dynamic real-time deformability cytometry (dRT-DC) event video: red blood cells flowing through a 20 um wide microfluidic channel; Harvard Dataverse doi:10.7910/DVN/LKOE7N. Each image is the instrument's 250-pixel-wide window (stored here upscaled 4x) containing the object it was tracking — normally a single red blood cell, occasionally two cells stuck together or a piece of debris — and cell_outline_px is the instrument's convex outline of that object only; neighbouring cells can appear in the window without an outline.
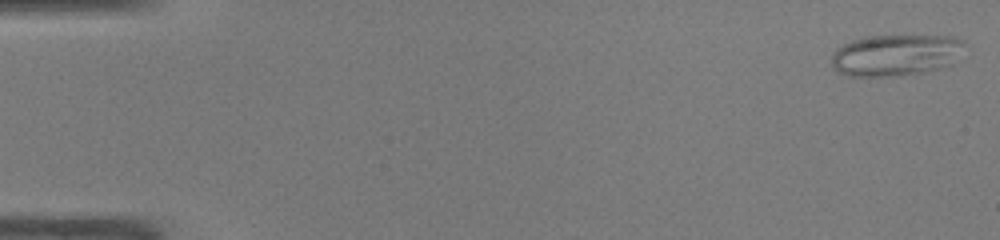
{"species": "common noctule bat (a hibernating species)", "species_latin": "Nyctalus noctula", "temperature_condition": "warm", "stored_images_in_passage": 47, "camera_frame_rate_fps": 3000, "um_per_image_px": 0.085, "animal": {"sex": "male", "body_mass_g": 19.0, "forearm_length_mm": 50.8}, "frame": {"image": 1, "passage_image": 1, "time_ms": 0.0, "image_size_px": [1000, 240], "cell_outline_px": [[964, 44], [952, 64], [940, 68], [924, 72], [900, 76], [848, 76], [836, 72], [832, 68], [832, 52], [836, 48], [852, 40], [868, 36], [956, 36], [964, 40]], "centroid_in_image_um": [76.1, 4.69], "position_along_channel_um": 8.9, "area_um2": 32.31}}
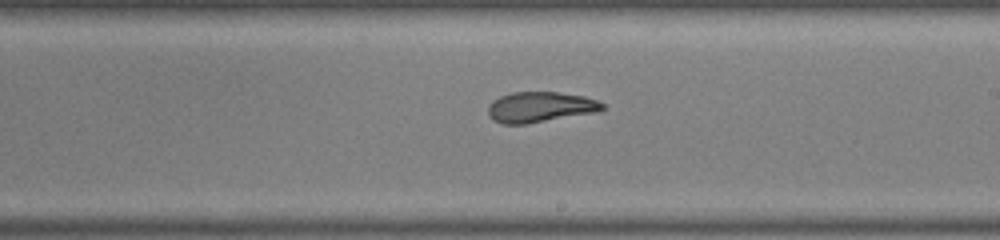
{"frame": {"image": 2, "passage_image": 28, "time_ms": 9.0, "image_size_px": [1000, 240], "cell_outline_px": [[608, 108], [596, 112], [524, 124], [504, 124], [492, 120], [488, 116], [488, 108], [492, 100], [500, 96], [512, 92], [556, 92], [584, 96], [596, 100], [604, 104]], "centroid_in_image_um": [45.9, 9.1], "position_along_channel_um": 243.1, "area_um2": 20.29}}
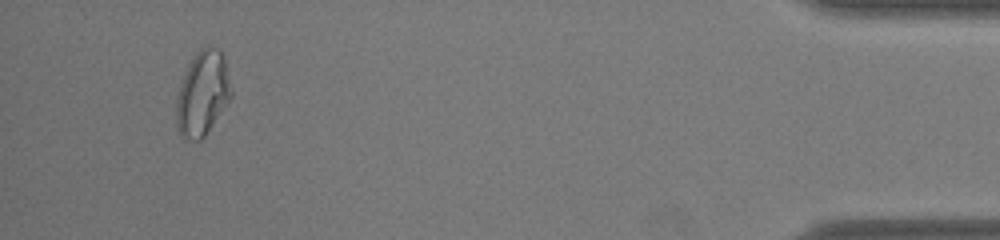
{"frame": {"image": 3, "passage_image": 45, "time_ms": 14.667, "image_size_px": [1000, 240], "cell_outline_px": [[232, 96], [204, 136], [200, 140], [188, 140], [180, 136], [176, 124], [176, 96], [180, 84], [188, 64], [192, 56], [200, 48], [208, 44], [220, 48], [224, 56], [232, 92]], "centroid_in_image_um": [17.2, 7.89], "position_along_channel_um": 418.0, "area_um2": 27.28}, "authors_computed_cell_mechanics": {"area_um2": 22.7154, "velocity_mm_per_s": 4.2603, "shape_relaxation_time_tau1_ms": 10.9432, "shape_relaxation_time_tau2_ms": 1.4151, "deformation_change_tau1": 0.338, "deformation_change_tau2": 0.0905}}